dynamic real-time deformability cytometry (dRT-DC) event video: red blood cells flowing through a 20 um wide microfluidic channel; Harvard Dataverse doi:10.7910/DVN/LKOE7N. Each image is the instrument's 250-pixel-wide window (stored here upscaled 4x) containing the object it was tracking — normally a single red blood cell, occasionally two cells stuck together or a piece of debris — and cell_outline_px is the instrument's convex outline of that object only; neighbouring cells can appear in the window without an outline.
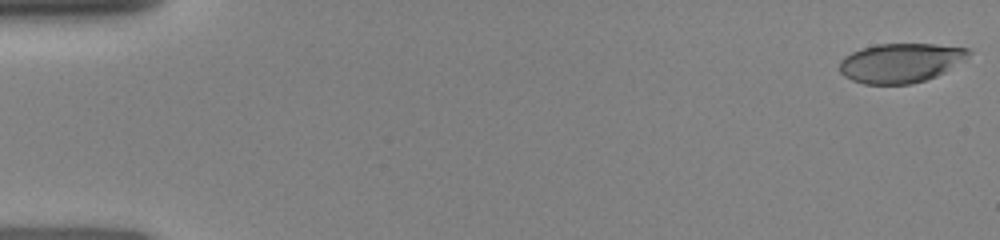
{"species": "human", "species_latin": "Homo sapiens", "temperature_condition": "room temperature", "stored_images_in_passage": 23, "camera_frame_rate_fps": 3000, "um_per_image_px": 0.085, "donor": {"sex": "female"}, "frame": {"image": 1, "passage_image": 1, "time_ms": 0.0, "image_size_px": [1000, 240], "cell_outline_px": [[972, 52], [964, 60], [944, 72], [936, 76], [912, 84], [864, 84], [852, 80], [844, 76], [840, 72], [840, 60], [844, 56], [860, 48], [876, 44], [932, 44], [968, 48]], "centroid_in_image_um": [76.53, 5.34], "position_along_channel_um": 8.5, "area_um2": 29.59}}
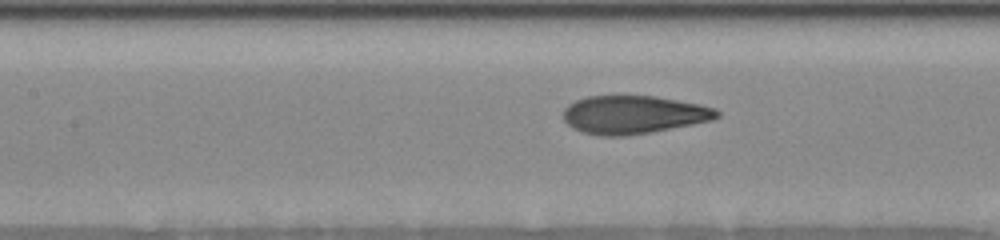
{"frame": {"image": 2, "passage_image": 13, "time_ms": 7.0, "image_size_px": [1000, 240], "cell_outline_px": [[720, 116], [712, 120], [692, 124], [648, 132], [624, 136], [604, 136], [580, 132], [572, 128], [564, 120], [564, 108], [568, 104], [576, 100], [588, 96], [656, 96], [700, 104], [716, 108], [720, 112]], "centroid_in_image_um": [53.84, 9.74], "position_along_channel_um": 153.6, "area_um2": 34.1}}
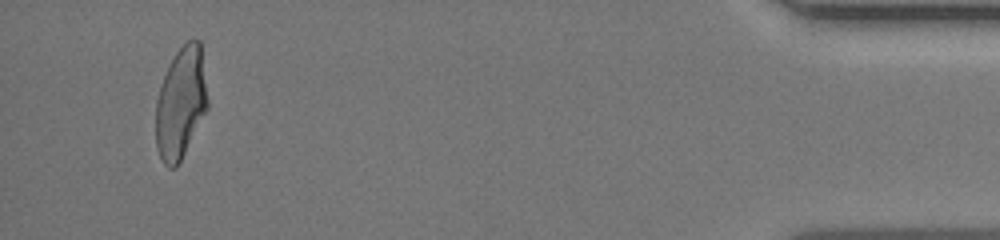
{"frame": {"image": 3, "passage_image": 23, "time_ms": 15.0, "image_size_px": [1000, 240], "cell_outline_px": [[208, 108], [176, 168], [168, 168], [164, 164], [156, 148], [156, 100], [164, 76], [176, 52], [188, 40], [200, 40], [208, 100]], "centroid_in_image_um": [15.37, 8.78], "position_along_channel_um": 419.8, "area_um2": 33.29}}